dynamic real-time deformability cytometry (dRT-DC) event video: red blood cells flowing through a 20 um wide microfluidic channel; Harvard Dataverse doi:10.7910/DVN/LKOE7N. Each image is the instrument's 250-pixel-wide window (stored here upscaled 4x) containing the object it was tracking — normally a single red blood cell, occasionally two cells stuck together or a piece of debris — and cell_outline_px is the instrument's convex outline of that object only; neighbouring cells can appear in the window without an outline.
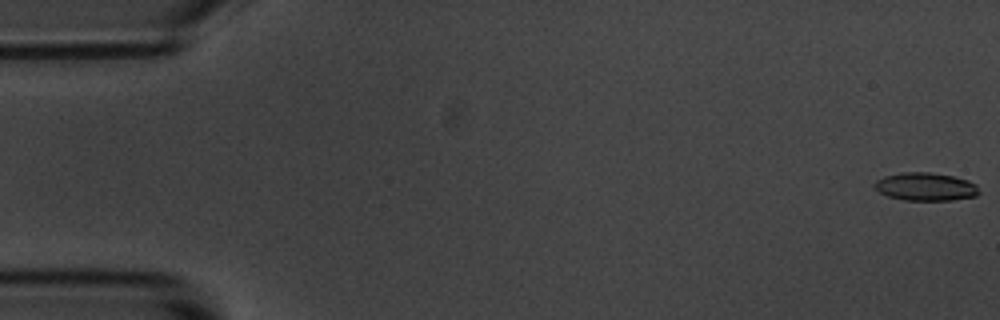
{"species": "common noctule bat (a hibernating species)", "species_latin": "Nyctalus noctula", "temperature_condition": "room temperature", "stored_images_in_passage": 12, "camera_frame_rate_fps": 3000, "um_per_image_px": 0.085, "animal": {"sex": "male", "body_mass_g": 20.1, "forearm_length_mm": 53.5}, "frame": {"image": 1, "passage_image": 1, "time_ms": 0.0, "image_size_px": [1000, 320], "cell_outline_px": [[980, 192], [976, 196], [952, 200], [904, 200], [888, 196], [872, 188], [872, 184], [876, 180], [884, 176], [904, 172], [928, 172], [952, 176], [968, 180], [976, 184]], "centroid_in_image_um": [78.65, 15.87], "position_along_channel_um": 6.4, "area_um2": 17.17}}